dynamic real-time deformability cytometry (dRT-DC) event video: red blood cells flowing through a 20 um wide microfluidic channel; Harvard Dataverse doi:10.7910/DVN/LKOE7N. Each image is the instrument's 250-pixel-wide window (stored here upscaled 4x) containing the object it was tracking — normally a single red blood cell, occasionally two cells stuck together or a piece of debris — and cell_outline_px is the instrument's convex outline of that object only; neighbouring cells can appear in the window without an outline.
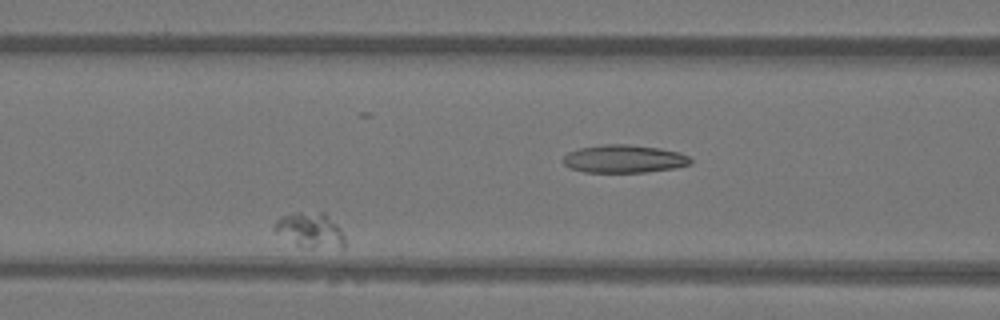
{"species": "Egyptian fruit bat (a non-hibernating species)", "species_latin": "Rousettus aegyptiacus", "temperature_condition": "warm", "stored_images_in_passage": 47, "camera_frame_rate_fps": 3000, "um_per_image_px": 0.085, "animal": {"sex": "female"}, "frame": {"image": 1, "passage_image": 20, "time_ms": 6.333, "image_size_px": [1000, 320], "cell_outline_px": [[344, 248], [312, 248], [300, 244], [272, 228], [272, 224], [276, 220], [284, 216], [300, 212], [324, 212], [340, 228], [344, 236]], "centroid_in_image_um": [26.44, 19.54], "position_along_channel_um": 140.2, "area_um2": 13.76}}
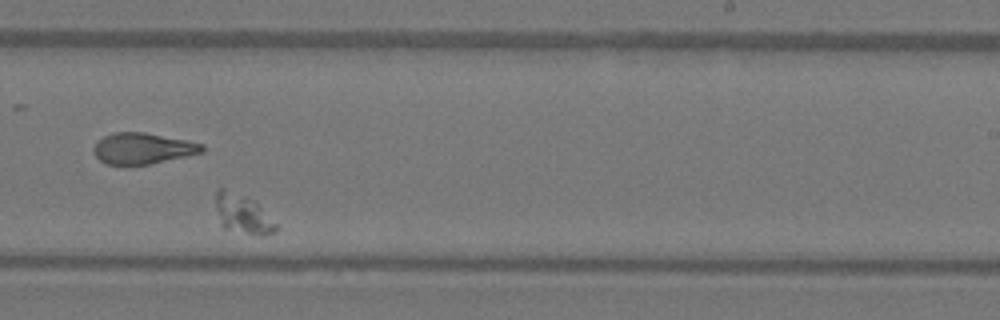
{"frame": {"image": 2, "passage_image": 32, "time_ms": 10.333, "image_size_px": [1000, 320], "cell_outline_px": [[276, 232], [260, 236], [256, 236], [224, 228], [216, 208], [216, 192], [220, 188], [224, 188], [248, 196], [276, 224]], "centroid_in_image_um": [20.62, 18.2], "position_along_channel_um": 268.4, "area_um2": 13.41}}
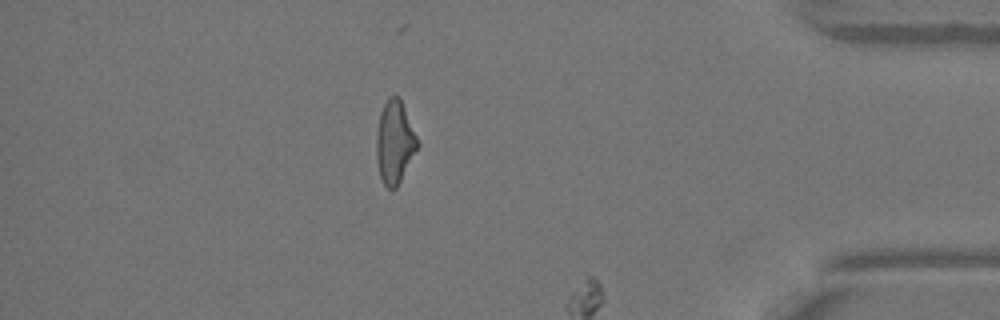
{"frame": {"image": 3, "passage_image": 44, "time_ms": 14.333, "image_size_px": [1000, 320], "cell_outline_px": [[420, 144], [396, 188], [392, 192], [384, 184], [380, 176], [376, 160], [376, 132], [380, 112], [388, 96], [396, 96], [400, 100]], "centroid_in_image_um": [33.52, 12.12], "position_along_channel_um": 401.7, "area_um2": 19.65}}